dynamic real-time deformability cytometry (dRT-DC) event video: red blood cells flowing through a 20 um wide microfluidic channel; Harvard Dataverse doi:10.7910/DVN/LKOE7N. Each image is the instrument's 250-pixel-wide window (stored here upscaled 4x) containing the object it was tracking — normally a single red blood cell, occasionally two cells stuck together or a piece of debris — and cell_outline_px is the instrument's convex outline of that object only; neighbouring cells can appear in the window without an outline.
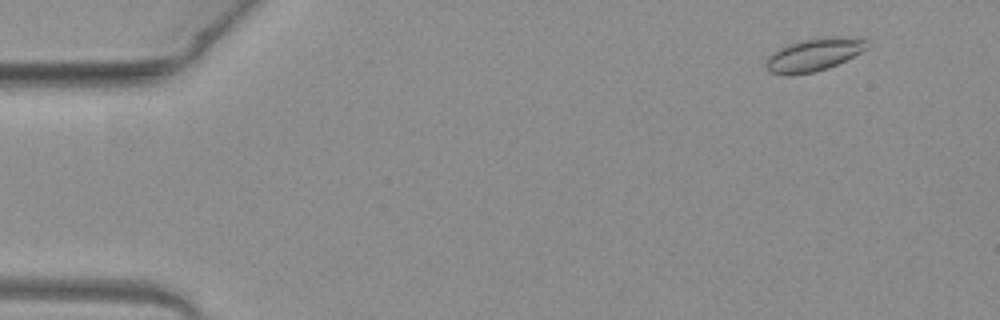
{"species": "common noctule bat (a hibernating species)", "species_latin": "Nyctalus noctula", "temperature_condition": "warm", "stored_images_in_passage": 50, "camera_frame_rate_fps": 3000, "um_per_image_px": 0.085, "animal": {"sex": "female", "body_mass_g": 19.3, "forearm_length_mm": 54.1}, "frame": {"image": 1, "passage_image": 3, "time_ms": 0.667, "image_size_px": [1000, 320], "cell_outline_px": [[868, 48], [828, 68], [816, 72], [788, 76], [768, 72], [764, 68], [764, 64], [768, 56], [772, 52], [788, 44], [800, 40], [824, 36], [860, 36], [868, 40]], "centroid_in_image_um": [69.16, 4.63], "position_along_channel_um": 15.8, "area_um2": 19.88}}
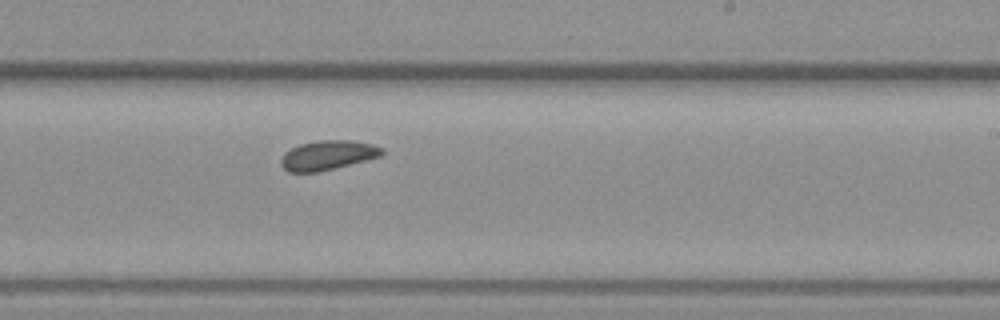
{"frame": {"image": 2, "passage_image": 30, "time_ms": 9.667, "image_size_px": [1000, 320], "cell_outline_px": [[384, 152], [380, 156], [336, 168], [316, 172], [288, 172], [280, 164], [280, 160], [284, 152], [300, 144], [316, 140], [348, 140], [372, 144], [384, 148]], "centroid_in_image_um": [27.84, 13.19], "position_along_channel_um": 261.2, "area_um2": 17.34}}
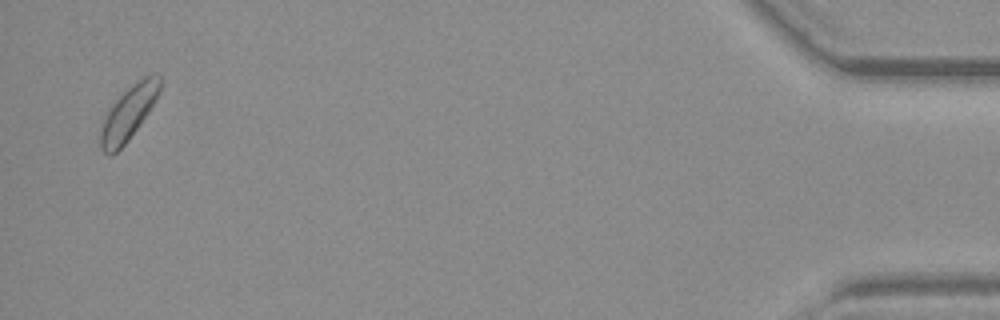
{"frame": {"image": 3, "passage_image": 49, "time_ms": 16.0, "image_size_px": [1000, 320], "cell_outline_px": [[160, 92], [148, 112], [128, 140], [112, 156], [108, 156], [100, 148], [100, 124], [104, 116], [112, 104], [132, 84], [144, 76], [152, 72], [160, 72]], "centroid_in_image_um": [10.91, 9.59], "position_along_channel_um": 424.3, "area_um2": 18.67}}